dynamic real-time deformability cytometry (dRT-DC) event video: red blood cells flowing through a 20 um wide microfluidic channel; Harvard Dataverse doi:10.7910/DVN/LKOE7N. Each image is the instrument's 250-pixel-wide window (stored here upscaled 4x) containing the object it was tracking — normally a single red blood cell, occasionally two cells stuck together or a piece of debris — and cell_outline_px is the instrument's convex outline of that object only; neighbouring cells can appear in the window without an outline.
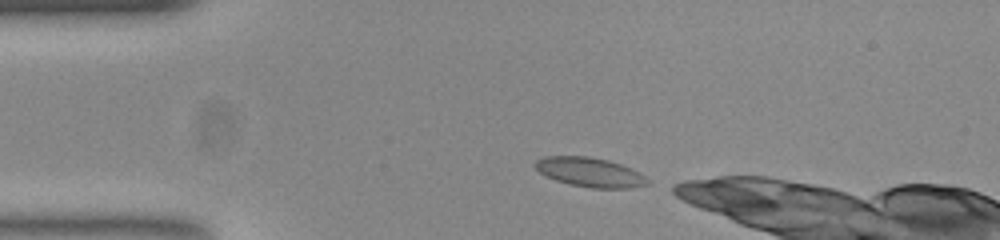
{"species": "common noctule bat (a hibernating species)", "species_latin": "Nyctalus noctula", "temperature_condition": "room temperature", "stored_images_in_passage": 13, "camera_frame_rate_fps": 3000, "um_per_image_px": 0.085, "animal": {"sex": "female", "body_mass_g": 23.0, "forearm_length_mm": 53.4}, "frame": {"image": 1, "passage_image": 1, "time_ms": 0.0, "image_size_px": [1000, 240], "cell_outline_px": [[648, 184], [628, 188], [592, 188], [568, 184], [556, 180], [540, 172], [532, 164], [536, 160], [544, 156], [588, 156], [608, 160], [632, 168], [640, 172], [648, 180]], "centroid_in_image_um": [50.13, 14.63], "position_along_channel_um": 34.9, "area_um2": 19.19}}
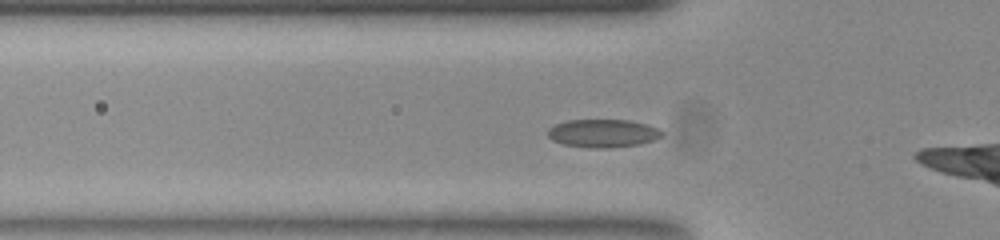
{"frame": {"image": 2, "passage_image": 7, "time_ms": 2.0, "image_size_px": [1000, 240], "cell_outline_px": [[664, 136], [656, 140], [640, 144], [608, 148], [588, 148], [564, 144], [552, 140], [548, 136], [548, 128], [552, 124], [568, 120], [628, 120], [660, 128], [664, 132]], "centroid_in_image_um": [51.27, 11.33], "position_along_channel_um": 74.5, "area_um2": 18.96}}
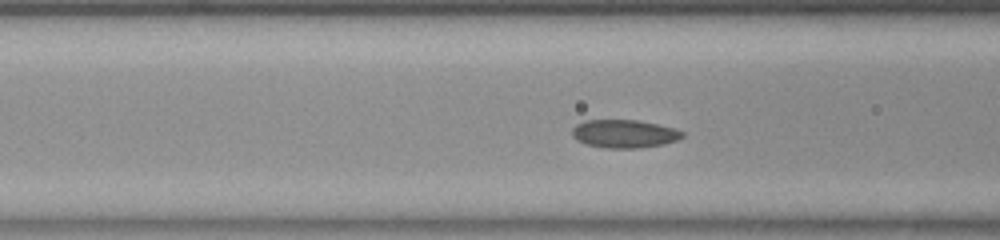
{"frame": {"image": 3, "passage_image": 10, "time_ms": 3.0, "image_size_px": [1000, 240], "cell_outline_px": [[684, 136], [676, 140], [664, 144], [636, 148], [604, 148], [584, 144], [576, 140], [572, 136], [572, 128], [576, 124], [584, 120], [636, 120], [656, 124], [672, 128], [684, 132]], "centroid_in_image_um": [53.0, 11.37], "position_along_channel_um": 113.6, "area_um2": 18.09}}